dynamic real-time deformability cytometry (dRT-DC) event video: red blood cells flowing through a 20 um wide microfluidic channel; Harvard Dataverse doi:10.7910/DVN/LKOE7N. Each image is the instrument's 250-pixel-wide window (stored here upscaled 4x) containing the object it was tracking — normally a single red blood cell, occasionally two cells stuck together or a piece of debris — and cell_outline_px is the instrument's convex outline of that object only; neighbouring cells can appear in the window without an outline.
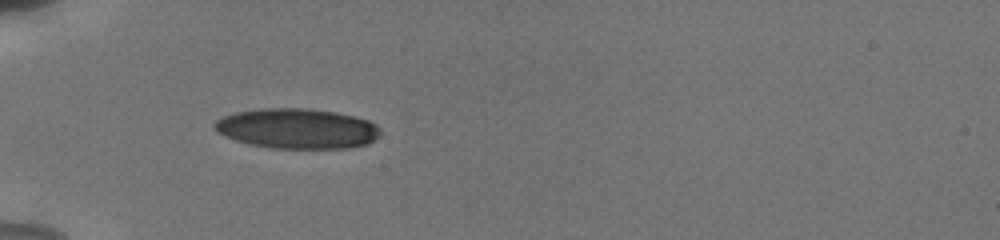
{"species": "human", "species_latin": "Homo sapiens", "temperature_condition": "cold", "stored_images_in_passage": 76, "camera_frame_rate_fps": 3000, "um_per_image_px": 0.085, "donor": {"sex": "male"}, "frame": {"image": 1, "passage_image": 1, "time_ms": 0.0, "image_size_px": [1000, 240], "cell_outline_px": [[380, 136], [368, 144], [348, 148], [272, 148], [248, 144], [224, 136], [216, 132], [212, 128], [212, 124], [216, 120], [224, 116], [236, 112], [260, 108], [308, 108], [336, 112], [368, 120], [376, 124], [380, 128]], "centroid_in_image_um": [25.24, 10.93], "position_along_channel_um": 59.8, "area_um2": 39.07}}
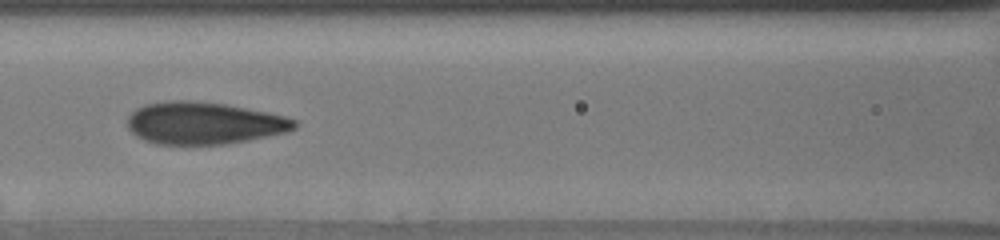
{"frame": {"image": 2, "passage_image": 18, "time_ms": 2.667, "image_size_px": [1000, 240], "cell_outline_px": [[300, 120], [296, 128], [288, 132], [248, 140], [224, 144], [156, 144], [144, 140], [136, 136], [128, 128], [128, 116], [136, 108], [144, 104], [168, 100], [196, 100], [224, 104], [284, 116]], "centroid_in_image_um": [17.33, 10.46], "position_along_channel_um": 149.3, "area_um2": 41.21}}
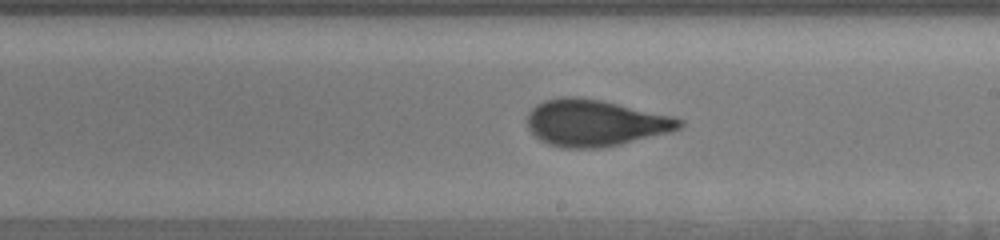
{"frame": {"image": 3, "passage_image": 34, "time_ms": 5.0, "image_size_px": [1000, 240], "cell_outline_px": [[684, 124], [680, 128], [668, 132], [620, 144], [600, 148], [560, 148], [548, 144], [540, 140], [528, 128], [528, 112], [536, 104], [544, 100], [560, 96], [580, 96], [600, 100], [672, 116], [684, 120]], "centroid_in_image_um": [50.54, 10.44], "position_along_channel_um": 238.5, "area_um2": 41.21}, "authors_computed_cell_mechanics": {"area_um2": 40.3444, "velocity_mm_per_s": 3.8462, "shape_relaxation_time_tau1_ms": 3.8821, "shape_relaxation_time_tau2_ms": 0.7394, "deformation_change_tau1": 0.1873, "deformation_change_tau2": 0.0698}}